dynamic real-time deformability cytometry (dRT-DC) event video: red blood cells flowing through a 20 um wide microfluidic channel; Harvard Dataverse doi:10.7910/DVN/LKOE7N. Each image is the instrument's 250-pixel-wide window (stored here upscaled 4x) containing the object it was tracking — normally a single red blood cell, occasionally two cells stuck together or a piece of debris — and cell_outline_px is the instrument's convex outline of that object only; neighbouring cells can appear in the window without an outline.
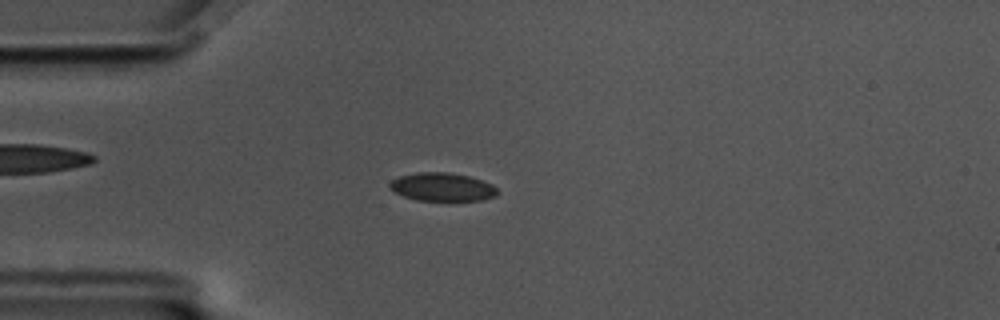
{"species": "common noctule bat (a hibernating species)", "species_latin": "Nyctalus noctula", "temperature_condition": "cold", "stored_images_in_passage": 57, "camera_frame_rate_fps": 3000, "um_per_image_px": 0.085, "animal": {"sex": "male", "body_mass_g": 17.5, "forearm_length_mm": 52.3}, "frame": {"image": 1, "passage_image": 15, "time_ms": 4.667, "image_size_px": [1000, 320], "cell_outline_px": [[496, 196], [480, 200], [416, 200], [404, 196], [388, 188], [388, 184], [392, 180], [400, 176], [416, 172], [448, 172], [468, 176], [492, 184], [496, 188]], "centroid_in_image_um": [37.55, 15.88], "position_along_channel_um": 47.4, "area_um2": 17.57}}
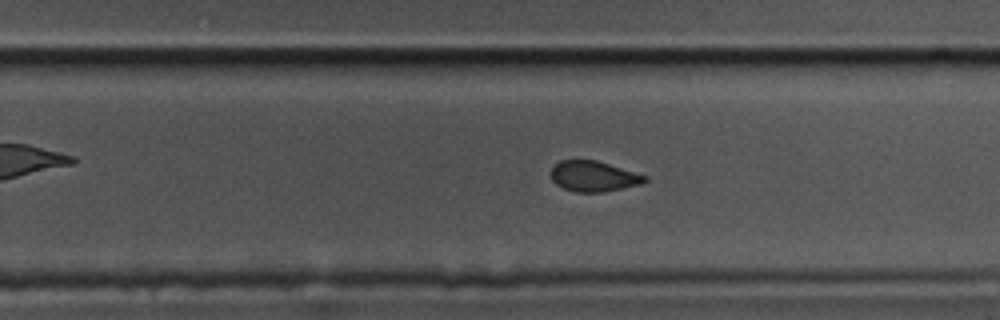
{"frame": {"image": 2, "passage_image": 36, "time_ms": 11.667, "image_size_px": [1000, 320], "cell_outline_px": [[648, 180], [640, 184], [604, 192], [576, 192], [564, 188], [556, 184], [552, 180], [552, 164], [560, 160], [596, 160], [648, 176]], "centroid_in_image_um": [50.44, 14.98], "position_along_channel_um": 279.4, "area_um2": 16.65}}
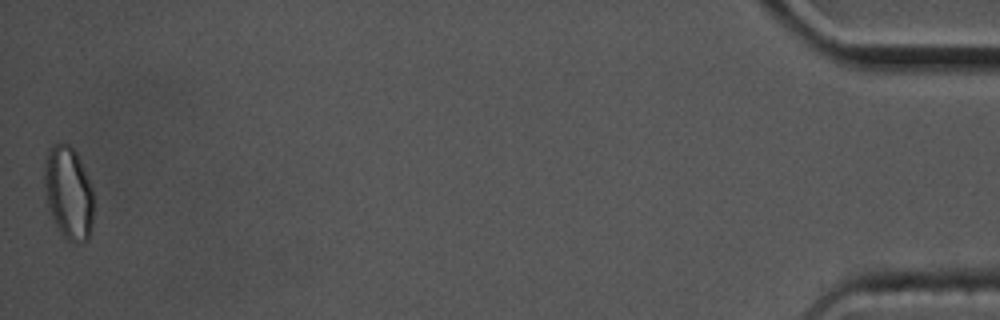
{"frame": {"image": 3, "passage_image": 57, "time_ms": 18.667, "image_size_px": [1000, 320], "cell_outline_px": [[92, 224], [88, 240], [80, 244], [68, 240], [60, 232], [52, 216], [48, 204], [44, 184], [44, 160], [48, 148], [52, 144], [68, 144], [76, 152], [80, 160], [92, 188]], "centroid_in_image_um": [5.81, 16.38], "position_along_channel_um": 429.4, "area_um2": 26.47}, "authors_computed_cell_mechanics": {"area_um2": 18.1492, "velocity_mm_per_s": 3.5056, "shape_relaxation_time_tau1_ms": null, "shape_relaxation_time_tau2_ms": 3.8568, "deformation_change_tau1": null, "deformation_change_tau2": 0.0617}}